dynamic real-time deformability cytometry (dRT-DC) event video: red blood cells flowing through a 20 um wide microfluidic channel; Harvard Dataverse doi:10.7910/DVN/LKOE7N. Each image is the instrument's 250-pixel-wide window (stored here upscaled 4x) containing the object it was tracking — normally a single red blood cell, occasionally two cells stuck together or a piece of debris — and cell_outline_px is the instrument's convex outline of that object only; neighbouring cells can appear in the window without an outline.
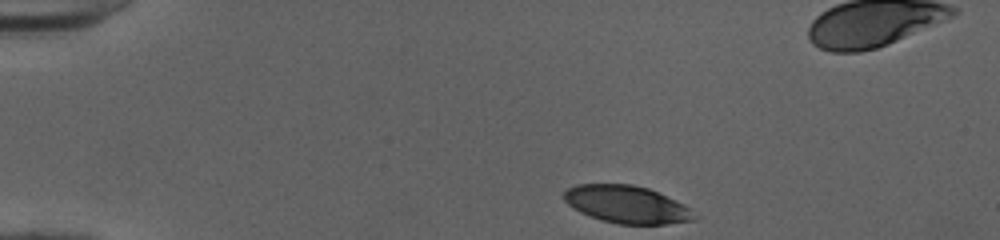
{"species": "human", "species_latin": "Homo sapiens", "temperature_condition": "cold", "stored_images_in_passage": 39, "camera_frame_rate_fps": 3000, "um_per_image_px": 0.085, "donor": {"sex": "female"}, "frame": {"image": 1, "passage_image": 1, "time_ms": 0.0, "image_size_px": [1000, 240], "cell_outline_px": [[700, 216], [696, 220], [668, 224], [620, 224], [600, 220], [580, 212], [572, 208], [564, 200], [564, 192], [568, 188], [576, 184], [632, 184], [648, 188], [684, 204]], "centroid_in_image_um": [53.3, 17.38], "position_along_channel_um": 31.7, "area_um2": 28.67}}
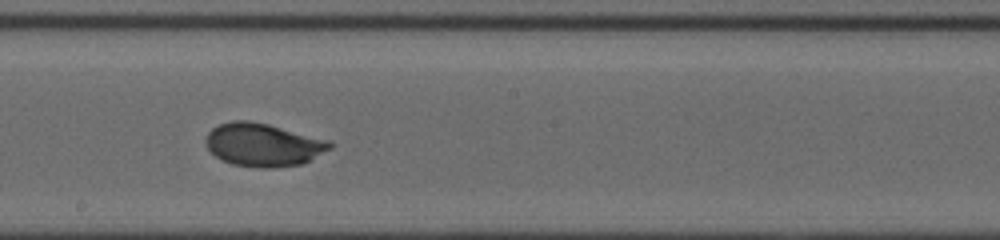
{"frame": {"image": 2, "passage_image": 21, "time_ms": 6.667, "image_size_px": [1000, 240], "cell_outline_px": [[332, 148], [300, 164], [276, 168], [260, 168], [232, 164], [220, 160], [208, 148], [204, 140], [208, 132], [212, 128], [220, 124], [232, 120], [248, 120], [268, 124], [328, 140], [332, 144]], "centroid_in_image_um": [22.33, 12.31], "position_along_channel_um": 225.9, "area_um2": 31.04}}
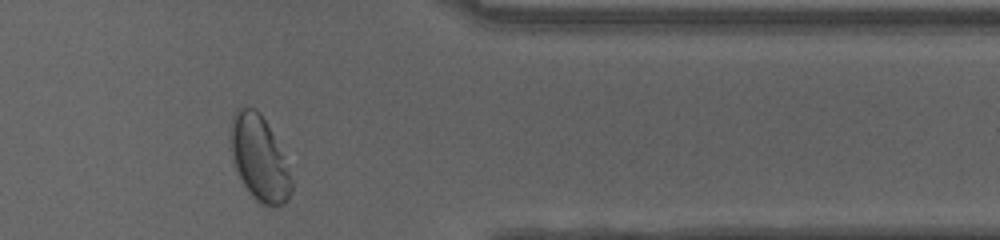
{"frame": {"image": 3, "passage_image": 34, "time_ms": 11.0, "image_size_px": [1000, 240], "cell_outline_px": [[292, 188], [284, 204], [260, 204], [252, 196], [244, 184], [232, 160], [228, 140], [232, 116], [236, 108], [256, 108], [260, 112], [272, 136], [292, 180]], "centroid_in_image_um": [21.95, 13.42], "position_along_channel_um": 389.4, "area_um2": 29.19}, "authors_computed_cell_mechanics": {"area_um2": 30.4606, "velocity_mm_per_s": 4.0208, "shape_relaxation_time_tau1_ms": 3.3925, "shape_relaxation_time_tau2_ms": null, "deformation_change_tau1": 0.1638, "deformation_change_tau2": null}}